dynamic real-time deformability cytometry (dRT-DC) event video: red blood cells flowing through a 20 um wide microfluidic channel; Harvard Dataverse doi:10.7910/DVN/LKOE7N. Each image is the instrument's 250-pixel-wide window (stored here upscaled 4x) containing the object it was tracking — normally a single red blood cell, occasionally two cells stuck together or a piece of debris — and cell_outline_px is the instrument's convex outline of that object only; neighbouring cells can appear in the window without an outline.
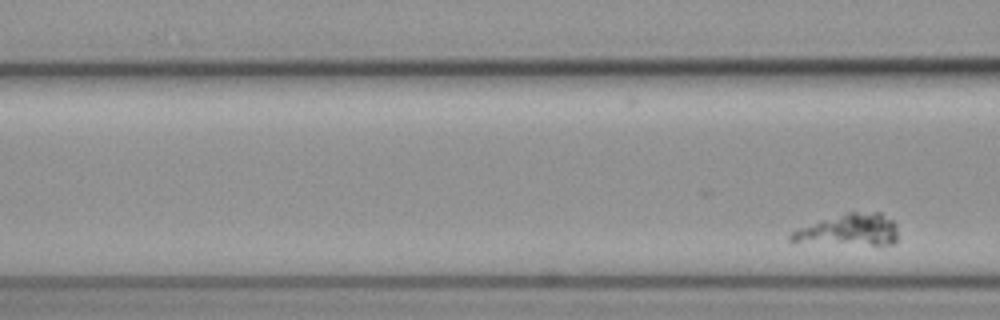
{"species": "common noctule bat (a hibernating species)", "species_latin": "Nyctalus noctula", "temperature_condition": "cold", "stored_images_in_passage": 7, "segment_of_instrument_passage": [2, 2], "camera_frame_rate_fps": 3000, "um_per_image_px": 0.085, "animal": {"sex": "female", "body_mass_g": 19.3, "forearm_length_mm": 54.1}, "frame": {"image": 1, "passage_image": 7, "time_ms": 2.0, "image_size_px": [1000, 320], "cell_outline_px": [[896, 240], [892, 244], [872, 244], [788, 240], [788, 236], [796, 228], [820, 220], [848, 212], [880, 212], [892, 220], [896, 224]], "centroid_in_image_um": [72.19, 19.5], "position_along_channel_um": 94.4, "area_um2": 19.02}}